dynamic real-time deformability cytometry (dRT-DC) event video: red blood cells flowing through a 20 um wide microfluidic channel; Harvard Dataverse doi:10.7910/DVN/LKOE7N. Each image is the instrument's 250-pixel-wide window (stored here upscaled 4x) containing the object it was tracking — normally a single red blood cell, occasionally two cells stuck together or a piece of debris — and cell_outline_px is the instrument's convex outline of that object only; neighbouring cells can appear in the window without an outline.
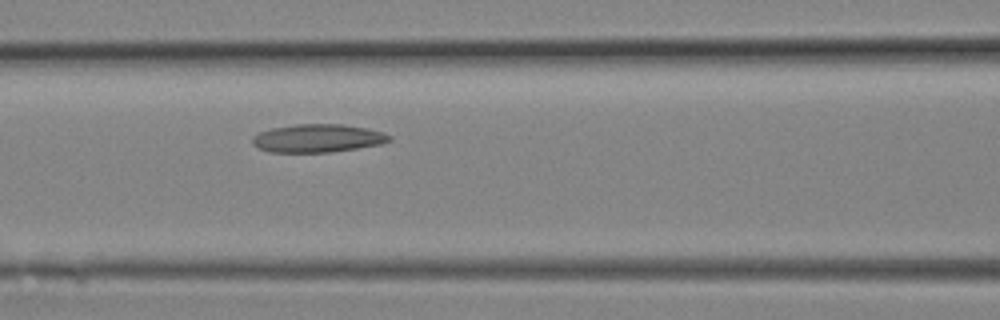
{"species": "Egyptian fruit bat (a non-hibernating species)", "species_latin": "Rousettus aegyptiacus", "temperature_condition": "room temperature", "stored_images_in_passage": 3, "camera_frame_rate_fps": 3000, "um_per_image_px": 0.085, "animal": {"sex": "female"}, "frame": {"image": 1, "passage_image": 3, "time_ms": 0.667, "image_size_px": [1000, 320], "cell_outline_px": [[392, 140], [380, 144], [332, 152], [268, 152], [252, 144], [252, 136], [260, 132], [272, 128], [296, 124], [344, 124], [368, 128], [384, 132], [392, 136]], "centroid_in_image_um": [27.03, 11.74], "position_along_channel_um": 139.6, "area_um2": 22.54}}